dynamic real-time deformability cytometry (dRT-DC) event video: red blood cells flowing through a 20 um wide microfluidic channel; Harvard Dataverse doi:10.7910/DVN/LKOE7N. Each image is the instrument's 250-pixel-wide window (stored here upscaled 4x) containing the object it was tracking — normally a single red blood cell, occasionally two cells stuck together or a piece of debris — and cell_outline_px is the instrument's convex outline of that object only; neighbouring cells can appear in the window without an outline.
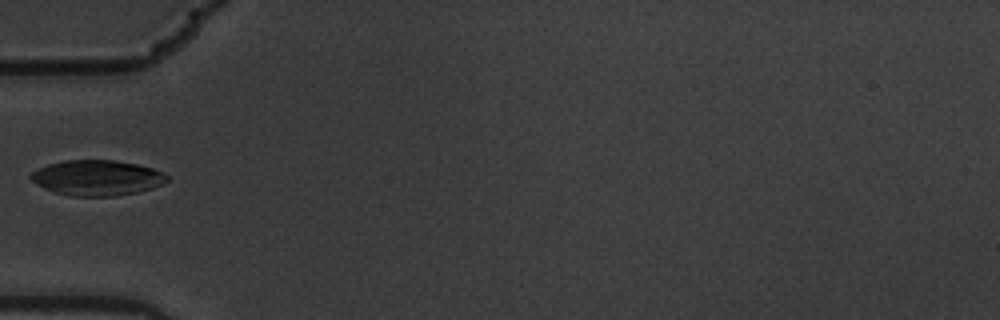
{"species": "common noctule bat (a hibernating species)", "species_latin": "Nyctalus noctula", "temperature_condition": "warm", "stored_images_in_passage": 2, "camera_frame_rate_fps": 3000, "um_per_image_px": 0.085, "animal": {"sex": "male", "body_mass_g": 19.5, "forearm_length_mm": 54.6}, "frame": {"image": 1, "passage_image": 2, "time_ms": 0.333, "image_size_px": [1000, 320], "cell_outline_px": [[168, 180], [164, 184], [152, 188], [136, 192], [116, 196], [72, 196], [56, 192], [44, 188], [32, 180], [28, 176], [32, 172], [48, 164], [64, 160], [116, 160], [136, 164], [152, 168], [164, 172], [168, 176]], "centroid_in_image_um": [8.28, 15.11], "position_along_channel_um": 76.7, "area_um2": 28.03}}